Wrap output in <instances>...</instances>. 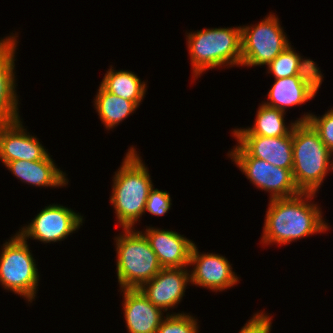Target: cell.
I'll return each instance as SVG.
<instances>
[{
    "label": "cell",
    "instance_id": "6da1fadb",
    "mask_svg": "<svg viewBox=\"0 0 333 333\" xmlns=\"http://www.w3.org/2000/svg\"><path fill=\"white\" fill-rule=\"evenodd\" d=\"M315 195L316 193L301 192L290 198L269 200L261 243L286 245L326 232L330 227L323 220L321 208L316 203H311Z\"/></svg>",
    "mask_w": 333,
    "mask_h": 333
},
{
    "label": "cell",
    "instance_id": "7a4b0ae2",
    "mask_svg": "<svg viewBox=\"0 0 333 333\" xmlns=\"http://www.w3.org/2000/svg\"><path fill=\"white\" fill-rule=\"evenodd\" d=\"M139 156L135 148L130 147L113 177L110 203L122 229H134V224L145 214L148 194L154 187L148 168Z\"/></svg>",
    "mask_w": 333,
    "mask_h": 333
},
{
    "label": "cell",
    "instance_id": "3957f363",
    "mask_svg": "<svg viewBox=\"0 0 333 333\" xmlns=\"http://www.w3.org/2000/svg\"><path fill=\"white\" fill-rule=\"evenodd\" d=\"M292 140L294 182L302 193H318L327 173L333 171V153L308 122L296 123Z\"/></svg>",
    "mask_w": 333,
    "mask_h": 333
},
{
    "label": "cell",
    "instance_id": "277c9868",
    "mask_svg": "<svg viewBox=\"0 0 333 333\" xmlns=\"http://www.w3.org/2000/svg\"><path fill=\"white\" fill-rule=\"evenodd\" d=\"M187 34L194 80L208 69L241 66V26L206 28Z\"/></svg>",
    "mask_w": 333,
    "mask_h": 333
},
{
    "label": "cell",
    "instance_id": "5b68a950",
    "mask_svg": "<svg viewBox=\"0 0 333 333\" xmlns=\"http://www.w3.org/2000/svg\"><path fill=\"white\" fill-rule=\"evenodd\" d=\"M114 238L117 278L120 289H139L162 269L157 255L142 231L123 228Z\"/></svg>",
    "mask_w": 333,
    "mask_h": 333
},
{
    "label": "cell",
    "instance_id": "8992f818",
    "mask_svg": "<svg viewBox=\"0 0 333 333\" xmlns=\"http://www.w3.org/2000/svg\"><path fill=\"white\" fill-rule=\"evenodd\" d=\"M0 253V284L6 290L24 297L28 302L36 297L39 272L27 240L17 232L6 241Z\"/></svg>",
    "mask_w": 333,
    "mask_h": 333
},
{
    "label": "cell",
    "instance_id": "52a82bcc",
    "mask_svg": "<svg viewBox=\"0 0 333 333\" xmlns=\"http://www.w3.org/2000/svg\"><path fill=\"white\" fill-rule=\"evenodd\" d=\"M276 16L270 12L255 26L241 27V66L268 65L291 45Z\"/></svg>",
    "mask_w": 333,
    "mask_h": 333
},
{
    "label": "cell",
    "instance_id": "ba28073f",
    "mask_svg": "<svg viewBox=\"0 0 333 333\" xmlns=\"http://www.w3.org/2000/svg\"><path fill=\"white\" fill-rule=\"evenodd\" d=\"M228 156L257 189L268 191L271 199L290 198L300 194L292 169L276 167L265 160L252 157L239 143Z\"/></svg>",
    "mask_w": 333,
    "mask_h": 333
},
{
    "label": "cell",
    "instance_id": "9c48e42d",
    "mask_svg": "<svg viewBox=\"0 0 333 333\" xmlns=\"http://www.w3.org/2000/svg\"><path fill=\"white\" fill-rule=\"evenodd\" d=\"M84 219L68 207L50 204L45 206L28 225L17 232L24 240L29 238L43 243L63 241L83 225Z\"/></svg>",
    "mask_w": 333,
    "mask_h": 333
},
{
    "label": "cell",
    "instance_id": "30bf717a",
    "mask_svg": "<svg viewBox=\"0 0 333 333\" xmlns=\"http://www.w3.org/2000/svg\"><path fill=\"white\" fill-rule=\"evenodd\" d=\"M194 267L190 273L191 285L202 286L214 292L233 287L239 277L233 272L232 264L222 255L199 252L194 244L190 253L189 266Z\"/></svg>",
    "mask_w": 333,
    "mask_h": 333
},
{
    "label": "cell",
    "instance_id": "8fae6325",
    "mask_svg": "<svg viewBox=\"0 0 333 333\" xmlns=\"http://www.w3.org/2000/svg\"><path fill=\"white\" fill-rule=\"evenodd\" d=\"M190 270L183 268H162L150 281L139 290L156 307L168 311L175 308L184 296L190 283Z\"/></svg>",
    "mask_w": 333,
    "mask_h": 333
},
{
    "label": "cell",
    "instance_id": "7c38bea8",
    "mask_svg": "<svg viewBox=\"0 0 333 333\" xmlns=\"http://www.w3.org/2000/svg\"><path fill=\"white\" fill-rule=\"evenodd\" d=\"M18 35L0 40V124L20 119L18 95L16 93L15 54L18 48Z\"/></svg>",
    "mask_w": 333,
    "mask_h": 333
},
{
    "label": "cell",
    "instance_id": "4fadbf2b",
    "mask_svg": "<svg viewBox=\"0 0 333 333\" xmlns=\"http://www.w3.org/2000/svg\"><path fill=\"white\" fill-rule=\"evenodd\" d=\"M21 120L0 124V160L4 165L14 160H41L49 154Z\"/></svg>",
    "mask_w": 333,
    "mask_h": 333
},
{
    "label": "cell",
    "instance_id": "5bb4252c",
    "mask_svg": "<svg viewBox=\"0 0 333 333\" xmlns=\"http://www.w3.org/2000/svg\"><path fill=\"white\" fill-rule=\"evenodd\" d=\"M323 78V75H296L274 79L268 92V100L262 103L285 112L287 107L312 100L322 85Z\"/></svg>",
    "mask_w": 333,
    "mask_h": 333
},
{
    "label": "cell",
    "instance_id": "9a60e30c",
    "mask_svg": "<svg viewBox=\"0 0 333 333\" xmlns=\"http://www.w3.org/2000/svg\"><path fill=\"white\" fill-rule=\"evenodd\" d=\"M162 268L189 266L190 253L195 243L172 230L147 227L144 231Z\"/></svg>",
    "mask_w": 333,
    "mask_h": 333
},
{
    "label": "cell",
    "instance_id": "2e32d148",
    "mask_svg": "<svg viewBox=\"0 0 333 333\" xmlns=\"http://www.w3.org/2000/svg\"><path fill=\"white\" fill-rule=\"evenodd\" d=\"M124 318L129 333H157L163 310L153 305L139 289H121Z\"/></svg>",
    "mask_w": 333,
    "mask_h": 333
},
{
    "label": "cell",
    "instance_id": "e0dca14e",
    "mask_svg": "<svg viewBox=\"0 0 333 333\" xmlns=\"http://www.w3.org/2000/svg\"><path fill=\"white\" fill-rule=\"evenodd\" d=\"M252 156L284 169L293 167L292 132L286 136H233Z\"/></svg>",
    "mask_w": 333,
    "mask_h": 333
},
{
    "label": "cell",
    "instance_id": "ac0fdd59",
    "mask_svg": "<svg viewBox=\"0 0 333 333\" xmlns=\"http://www.w3.org/2000/svg\"><path fill=\"white\" fill-rule=\"evenodd\" d=\"M50 157V153L41 160H14L5 164L16 178L34 187H63L68 184L66 173Z\"/></svg>",
    "mask_w": 333,
    "mask_h": 333
},
{
    "label": "cell",
    "instance_id": "d6986e66",
    "mask_svg": "<svg viewBox=\"0 0 333 333\" xmlns=\"http://www.w3.org/2000/svg\"><path fill=\"white\" fill-rule=\"evenodd\" d=\"M286 112L280 111L277 108L260 104L255 123L252 127H246V129L237 128L232 131L234 136H264V137H280L289 135L297 121L285 125L284 115Z\"/></svg>",
    "mask_w": 333,
    "mask_h": 333
},
{
    "label": "cell",
    "instance_id": "ffe728a7",
    "mask_svg": "<svg viewBox=\"0 0 333 333\" xmlns=\"http://www.w3.org/2000/svg\"><path fill=\"white\" fill-rule=\"evenodd\" d=\"M111 66L104 75L101 86L108 92L126 100L133 101L138 107L147 91L146 82L127 70H114Z\"/></svg>",
    "mask_w": 333,
    "mask_h": 333
},
{
    "label": "cell",
    "instance_id": "44dd1931",
    "mask_svg": "<svg viewBox=\"0 0 333 333\" xmlns=\"http://www.w3.org/2000/svg\"><path fill=\"white\" fill-rule=\"evenodd\" d=\"M94 100L99 118L107 130L119 125L138 108L133 101L114 95L106 91L101 85Z\"/></svg>",
    "mask_w": 333,
    "mask_h": 333
},
{
    "label": "cell",
    "instance_id": "7402d4cb",
    "mask_svg": "<svg viewBox=\"0 0 333 333\" xmlns=\"http://www.w3.org/2000/svg\"><path fill=\"white\" fill-rule=\"evenodd\" d=\"M315 63L316 62L311 59L302 58V56L289 45L267 65V73L273 74L275 79L296 75H322L319 70L320 68H318V65Z\"/></svg>",
    "mask_w": 333,
    "mask_h": 333
},
{
    "label": "cell",
    "instance_id": "603a6c76",
    "mask_svg": "<svg viewBox=\"0 0 333 333\" xmlns=\"http://www.w3.org/2000/svg\"><path fill=\"white\" fill-rule=\"evenodd\" d=\"M199 326L197 319L192 315L182 313H166L164 320L161 322L157 333H198Z\"/></svg>",
    "mask_w": 333,
    "mask_h": 333
},
{
    "label": "cell",
    "instance_id": "cb8c5ba5",
    "mask_svg": "<svg viewBox=\"0 0 333 333\" xmlns=\"http://www.w3.org/2000/svg\"><path fill=\"white\" fill-rule=\"evenodd\" d=\"M297 119V122H308L318 133L324 145L333 153V108L321 117L312 113H304Z\"/></svg>",
    "mask_w": 333,
    "mask_h": 333
},
{
    "label": "cell",
    "instance_id": "d4e9b609",
    "mask_svg": "<svg viewBox=\"0 0 333 333\" xmlns=\"http://www.w3.org/2000/svg\"><path fill=\"white\" fill-rule=\"evenodd\" d=\"M171 198L167 191L152 188L146 201L145 212L155 216H162L171 209Z\"/></svg>",
    "mask_w": 333,
    "mask_h": 333
},
{
    "label": "cell",
    "instance_id": "484cf974",
    "mask_svg": "<svg viewBox=\"0 0 333 333\" xmlns=\"http://www.w3.org/2000/svg\"><path fill=\"white\" fill-rule=\"evenodd\" d=\"M272 317L264 312H257L241 328L239 333H270Z\"/></svg>",
    "mask_w": 333,
    "mask_h": 333
}]
</instances>
